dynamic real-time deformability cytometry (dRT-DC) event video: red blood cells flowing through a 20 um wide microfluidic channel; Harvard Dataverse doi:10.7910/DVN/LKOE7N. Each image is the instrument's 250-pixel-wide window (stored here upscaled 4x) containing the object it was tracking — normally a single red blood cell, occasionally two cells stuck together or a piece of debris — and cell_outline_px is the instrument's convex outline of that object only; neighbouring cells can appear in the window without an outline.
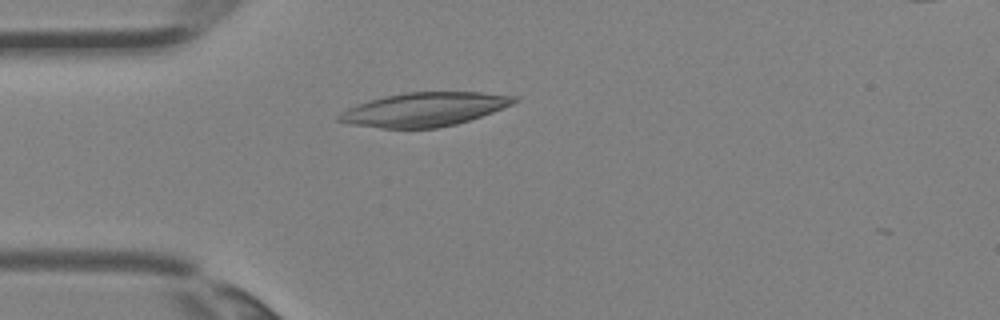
{"species": "Egyptian fruit bat (a non-hibernating species)", "species_latin": "Rousettus aegyptiacus", "temperature_condition": "room temperature", "stored_images_in_passage": 2, "camera_frame_rate_fps": 3000, "um_per_image_px": 0.085, "animal": {"sex": "female"}, "frame": {"image": 1, "passage_image": 2, "time_ms": 0.333, "image_size_px": [1000, 320], "cell_outline_px": [[520, 100], [512, 104], [492, 112], [456, 124], [436, 128], [380, 128], [348, 124], [336, 120], [336, 116], [340, 112], [356, 104], [368, 100], [384, 96], [404, 92], [480, 92], [520, 96]], "centroid_in_image_um": [36.04, 9.29], "position_along_channel_um": 49.0, "area_um2": 34.68}}